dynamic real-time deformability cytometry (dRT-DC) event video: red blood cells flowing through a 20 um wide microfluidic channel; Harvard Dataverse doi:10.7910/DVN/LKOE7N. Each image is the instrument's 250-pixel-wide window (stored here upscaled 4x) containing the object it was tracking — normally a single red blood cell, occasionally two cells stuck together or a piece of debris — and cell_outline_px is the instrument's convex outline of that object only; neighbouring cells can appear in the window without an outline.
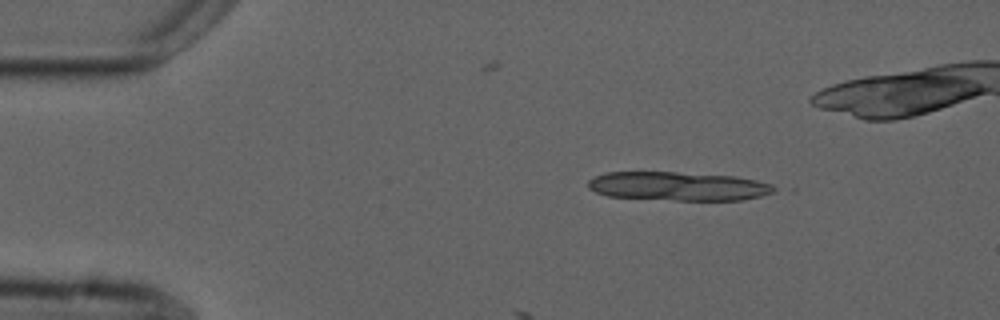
{"species": "common noctule bat (a hibernating species)", "species_latin": "Nyctalus noctula", "temperature_condition": "cold", "stored_images_in_passage": 3, "camera_frame_rate_fps": 3000, "um_per_image_px": 0.085, "animal": {"sex": "male", "forearm_length_mm": 52.5}, "frame": {"image": 1, "passage_image": 1, "time_ms": 0.0, "image_size_px": [1000, 320], "cell_outline_px": [[780, 188], [776, 192], [760, 196], [740, 200], [676, 200], [608, 196], [596, 192], [588, 188], [588, 180], [604, 172], [676, 172], [736, 176], [756, 180], [772, 184]], "centroid_in_image_um": [57.69, 15.82], "position_along_channel_um": 27.3, "area_um2": 31.33}}